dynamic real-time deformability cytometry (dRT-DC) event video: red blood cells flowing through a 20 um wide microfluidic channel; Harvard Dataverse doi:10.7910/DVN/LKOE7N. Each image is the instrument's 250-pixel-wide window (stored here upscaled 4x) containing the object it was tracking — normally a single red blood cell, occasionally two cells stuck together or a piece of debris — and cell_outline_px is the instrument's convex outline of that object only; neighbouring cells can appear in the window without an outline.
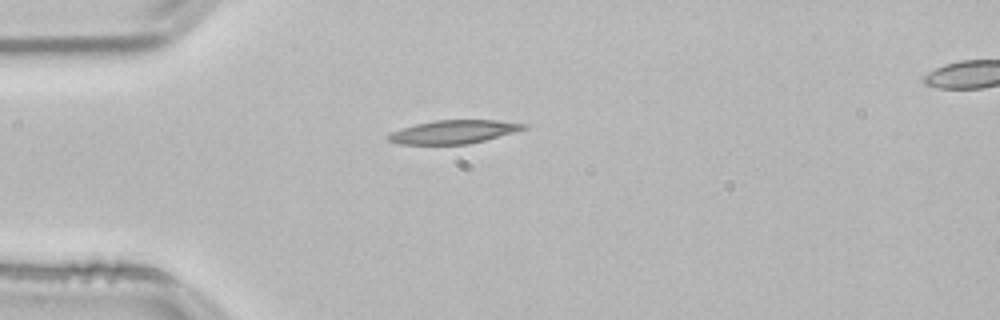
{"species": "common noctule bat (a hibernating species)", "species_latin": "Nyctalus noctula", "temperature_condition": "room temperature", "stored_images_in_passage": 40, "camera_frame_rate_fps": 3000, "um_per_image_px": 0.085, "animal": {"sex": "male", "body_mass_g": 21.5, "forearm_length_mm": 52.0}, "frame": {"image": 1, "passage_image": 1, "time_ms": 0.0, "image_size_px": [1000, 320], "cell_outline_px": [[528, 128], [484, 140], [468, 144], [400, 144], [388, 140], [388, 136], [392, 132], [400, 128], [416, 124], [436, 120], [496, 120], [528, 124]], "centroid_in_image_um": [38.57, 11.2], "position_along_channel_um": 46.4, "area_um2": 18.26}}
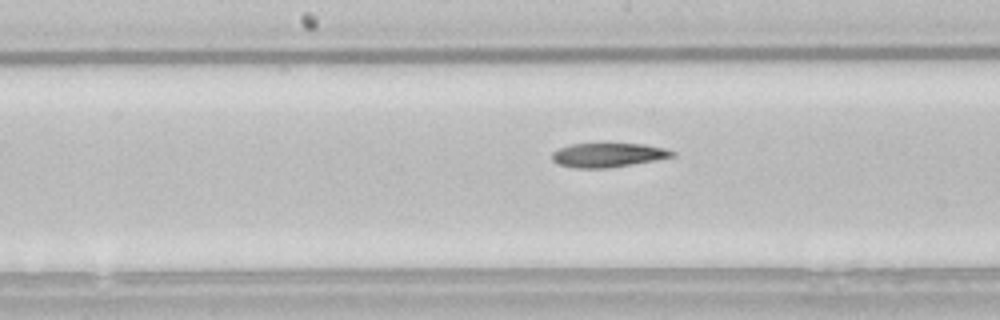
{"frame": {"image": 2, "passage_image": 14, "time_ms": 4.333, "image_size_px": [1000, 320], "cell_outline_px": [[676, 156], [632, 164], [608, 168], [576, 168], [560, 164], [552, 160], [552, 152], [560, 148], [572, 144], [644, 144], [664, 148], [676, 152]], "centroid_in_image_um": [51.7, 13.18], "position_along_channel_um": 196.5, "area_um2": 16.7}}
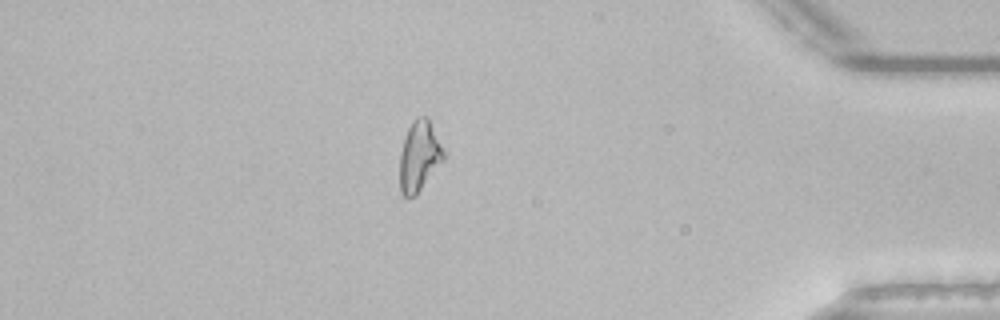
{"frame": {"image": 3, "passage_image": 33, "time_ms": 10.667, "image_size_px": [1000, 320], "cell_outline_px": [[444, 160], [416, 196], [404, 196], [400, 192], [400, 152], [408, 128], [412, 120], [416, 116], [428, 116], [444, 152]], "centroid_in_image_um": [35.63, 13.27], "position_along_channel_um": 399.6, "area_um2": 17.98}}